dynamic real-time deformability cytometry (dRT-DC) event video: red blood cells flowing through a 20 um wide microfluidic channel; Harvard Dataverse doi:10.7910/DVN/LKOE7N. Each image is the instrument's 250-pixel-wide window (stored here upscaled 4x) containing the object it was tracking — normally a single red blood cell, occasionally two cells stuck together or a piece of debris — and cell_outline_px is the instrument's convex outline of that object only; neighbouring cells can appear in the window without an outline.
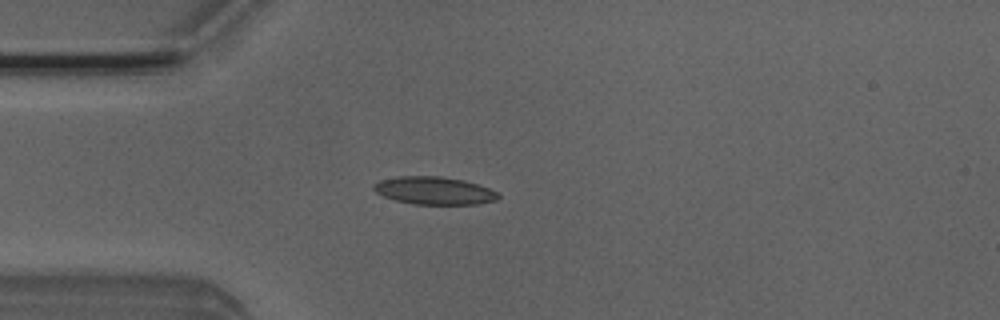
{"species": "Egyptian fruit bat (a non-hibernating species)", "species_latin": "Rousettus aegyptiacus", "temperature_condition": "room temperature", "stored_images_in_passage": 51, "camera_frame_rate_fps": 3000, "um_per_image_px": 0.085, "animal": {"sex": "male"}, "frame": {"image": 1, "passage_image": 13, "time_ms": 4.0, "image_size_px": [1000, 320], "cell_outline_px": [[500, 196], [496, 200], [476, 204], [412, 204], [396, 200], [384, 196], [376, 192], [372, 188], [372, 184], [380, 180], [396, 176], [440, 176], [464, 180], [500, 192]], "centroid_in_image_um": [36.89, 16.2], "position_along_channel_um": 48.1, "area_um2": 20.17}}
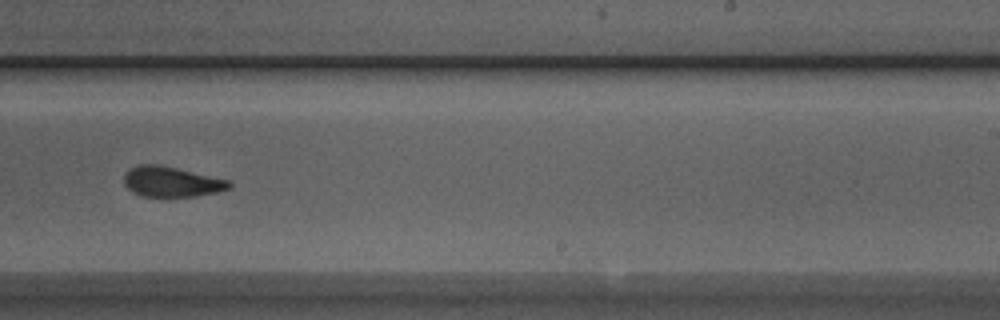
{"frame": {"image": 2, "passage_image": 31, "time_ms": 10.0, "image_size_px": [1000, 320], "cell_outline_px": [[232, 188], [216, 192], [196, 196], [140, 196], [132, 192], [124, 184], [124, 172], [128, 168], [136, 164], [156, 164], [176, 168], [228, 180], [232, 184]], "centroid_in_image_um": [14.52, 15.44], "position_along_channel_um": 274.5, "area_um2": 18.55}}
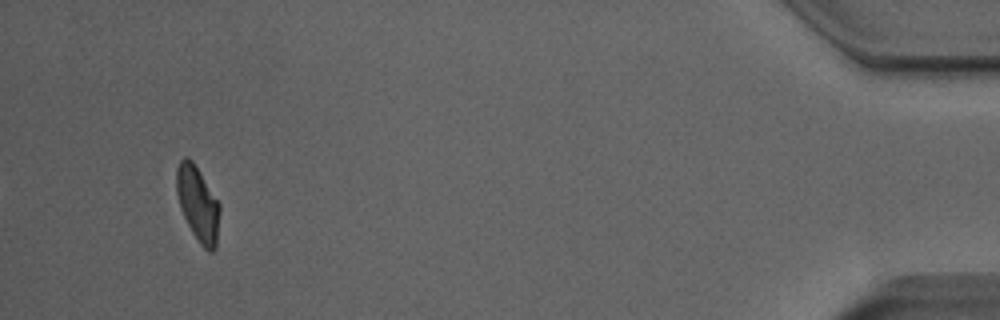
{"frame": {"image": 3, "passage_image": 48, "time_ms": 15.667, "image_size_px": [1000, 320], "cell_outline_px": [[220, 212], [216, 248], [212, 252], [208, 252], [200, 244], [192, 232], [180, 208], [176, 192], [176, 168], [180, 160], [184, 156], [188, 156], [192, 160], [200, 172], [220, 204]], "centroid_in_image_um": [16.81, 17.31], "position_along_channel_um": 418.4, "area_um2": 18.96}, "authors_computed_cell_mechanics": {"area_um2": 19.363, "velocity_mm_per_s": 3.9618, "shape_relaxation_time_tau1_ms": null, "shape_relaxation_time_tau2_ms": 2.01, "deformation_change_tau1": null, "deformation_change_tau2": 0.084}}